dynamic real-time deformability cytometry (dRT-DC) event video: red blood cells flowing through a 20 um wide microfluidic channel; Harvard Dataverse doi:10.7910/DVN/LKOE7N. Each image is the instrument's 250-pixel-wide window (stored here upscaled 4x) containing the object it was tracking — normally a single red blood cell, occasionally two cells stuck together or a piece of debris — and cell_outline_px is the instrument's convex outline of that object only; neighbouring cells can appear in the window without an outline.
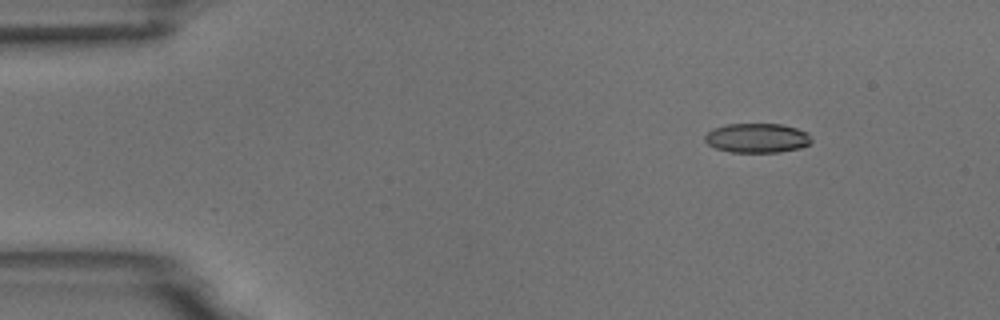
{"species": "common noctule bat (a hibernating species)", "species_latin": "Nyctalus noctula", "temperature_condition": "room temperature", "stored_images_in_passage": 11, "camera_frame_rate_fps": 3000, "um_per_image_px": 0.085, "animal": {"sex": "male", "body_mass_g": 18.8}, "frame": {"image": 1, "passage_image": 2, "time_ms": 2.0, "image_size_px": [1000, 320], "cell_outline_px": [[812, 140], [808, 144], [800, 148], [780, 152], [728, 152], [716, 148], [708, 144], [704, 140], [704, 136], [712, 128], [728, 124], [784, 124], [808, 132]], "centroid_in_image_um": [64.35, 11.73], "position_along_channel_um": 20.7, "area_um2": 18.38}}
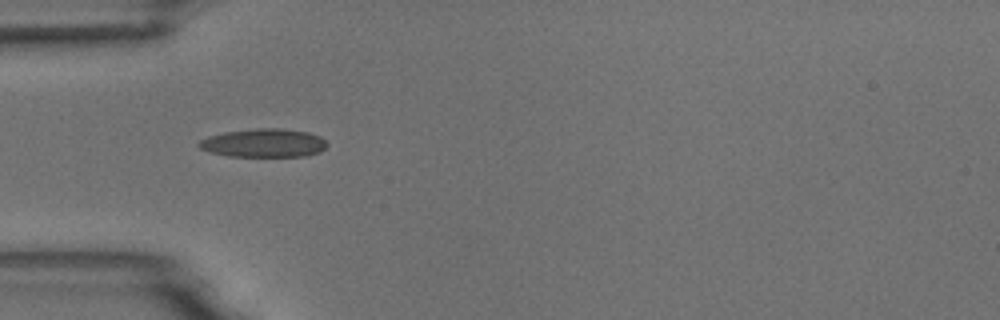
{"frame": {"image": 2, "passage_image": 5, "time_ms": 5.333, "image_size_px": [1000, 320], "cell_outline_px": [[328, 144], [320, 152], [308, 156], [228, 156], [212, 152], [200, 148], [196, 144], [200, 140], [208, 136], [224, 132], [256, 128], [280, 128], [308, 132], [320, 136]], "centroid_in_image_um": [22.43, 12.15], "position_along_channel_um": 62.6, "area_um2": 21.27}}
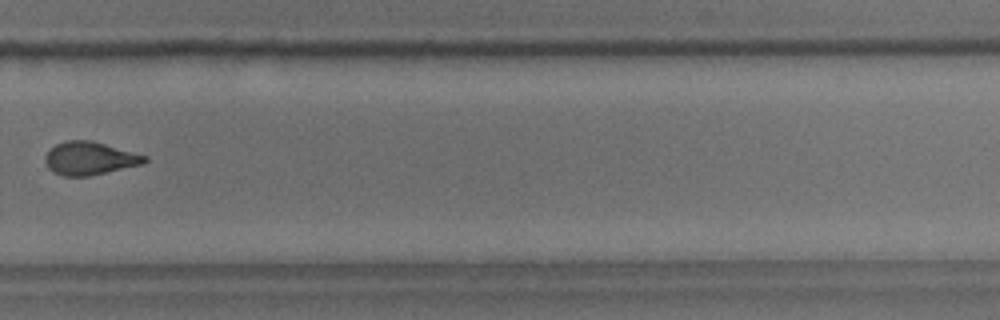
{"frame": {"image": 3, "passage_image": 11, "time_ms": 12.333, "image_size_px": [1000, 320], "cell_outline_px": [[148, 160], [144, 164], [88, 176], [64, 176], [48, 168], [44, 160], [44, 156], [56, 144], [64, 140], [92, 140], [148, 156]], "centroid_in_image_um": [7.64, 13.45], "position_along_channel_um": 322.2, "area_um2": 19.19}}